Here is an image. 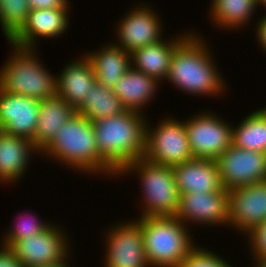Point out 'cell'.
Instances as JSON below:
<instances>
[{
    "mask_svg": "<svg viewBox=\"0 0 266 267\" xmlns=\"http://www.w3.org/2000/svg\"><path fill=\"white\" fill-rule=\"evenodd\" d=\"M197 32L194 30L175 49L164 83L168 81L176 90L189 96L217 98L224 94V97L229 86L216 63L212 45L206 42V36Z\"/></svg>",
    "mask_w": 266,
    "mask_h": 267,
    "instance_id": "cell-1",
    "label": "cell"
},
{
    "mask_svg": "<svg viewBox=\"0 0 266 267\" xmlns=\"http://www.w3.org/2000/svg\"><path fill=\"white\" fill-rule=\"evenodd\" d=\"M49 162L87 176L117 178L118 173L99 155L92 121L75 113L39 153ZM45 155V156H44ZM49 158V159H48ZM52 159V160H51Z\"/></svg>",
    "mask_w": 266,
    "mask_h": 267,
    "instance_id": "cell-2",
    "label": "cell"
},
{
    "mask_svg": "<svg viewBox=\"0 0 266 267\" xmlns=\"http://www.w3.org/2000/svg\"><path fill=\"white\" fill-rule=\"evenodd\" d=\"M148 119L145 114L125 110L119 115L92 121L99 155L117 173L127 164L144 158Z\"/></svg>",
    "mask_w": 266,
    "mask_h": 267,
    "instance_id": "cell-3",
    "label": "cell"
},
{
    "mask_svg": "<svg viewBox=\"0 0 266 267\" xmlns=\"http://www.w3.org/2000/svg\"><path fill=\"white\" fill-rule=\"evenodd\" d=\"M7 44L12 53L0 67V90L40 101L56 96L57 73L46 68L38 49Z\"/></svg>",
    "mask_w": 266,
    "mask_h": 267,
    "instance_id": "cell-4",
    "label": "cell"
},
{
    "mask_svg": "<svg viewBox=\"0 0 266 267\" xmlns=\"http://www.w3.org/2000/svg\"><path fill=\"white\" fill-rule=\"evenodd\" d=\"M151 267H178L197 245L192 230L175 216L136 217Z\"/></svg>",
    "mask_w": 266,
    "mask_h": 267,
    "instance_id": "cell-5",
    "label": "cell"
},
{
    "mask_svg": "<svg viewBox=\"0 0 266 267\" xmlns=\"http://www.w3.org/2000/svg\"><path fill=\"white\" fill-rule=\"evenodd\" d=\"M136 175L142 192L139 217L175 216L180 193L175 182L172 166L159 165L139 158L127 164L117 175ZM143 205V206H142Z\"/></svg>",
    "mask_w": 266,
    "mask_h": 267,
    "instance_id": "cell-6",
    "label": "cell"
},
{
    "mask_svg": "<svg viewBox=\"0 0 266 267\" xmlns=\"http://www.w3.org/2000/svg\"><path fill=\"white\" fill-rule=\"evenodd\" d=\"M158 123L147 120L144 158L152 163L175 166L194 157L185 129L184 120L174 116L161 117ZM151 123V124H150Z\"/></svg>",
    "mask_w": 266,
    "mask_h": 267,
    "instance_id": "cell-7",
    "label": "cell"
},
{
    "mask_svg": "<svg viewBox=\"0 0 266 267\" xmlns=\"http://www.w3.org/2000/svg\"><path fill=\"white\" fill-rule=\"evenodd\" d=\"M191 115L184 122L193 157L216 160L232 145L233 123L212 110Z\"/></svg>",
    "mask_w": 266,
    "mask_h": 267,
    "instance_id": "cell-8",
    "label": "cell"
},
{
    "mask_svg": "<svg viewBox=\"0 0 266 267\" xmlns=\"http://www.w3.org/2000/svg\"><path fill=\"white\" fill-rule=\"evenodd\" d=\"M111 224L103 231L104 267H151L143 244L142 227L135 219ZM105 236V237H104Z\"/></svg>",
    "mask_w": 266,
    "mask_h": 267,
    "instance_id": "cell-9",
    "label": "cell"
},
{
    "mask_svg": "<svg viewBox=\"0 0 266 267\" xmlns=\"http://www.w3.org/2000/svg\"><path fill=\"white\" fill-rule=\"evenodd\" d=\"M139 2L138 5L129 8L128 12H124L115 25L114 43L129 53L165 39L164 24L158 10L156 12L151 4Z\"/></svg>",
    "mask_w": 266,
    "mask_h": 267,
    "instance_id": "cell-10",
    "label": "cell"
},
{
    "mask_svg": "<svg viewBox=\"0 0 266 267\" xmlns=\"http://www.w3.org/2000/svg\"><path fill=\"white\" fill-rule=\"evenodd\" d=\"M66 233L68 234V231H65V227L54 222L43 232L17 241L10 249L21 261L23 267L62 262L73 251L71 239Z\"/></svg>",
    "mask_w": 266,
    "mask_h": 267,
    "instance_id": "cell-11",
    "label": "cell"
},
{
    "mask_svg": "<svg viewBox=\"0 0 266 267\" xmlns=\"http://www.w3.org/2000/svg\"><path fill=\"white\" fill-rule=\"evenodd\" d=\"M190 229L191 225L201 227L223 226L228 228L229 196L225 188L214 193L189 192L180 194L178 210L175 215Z\"/></svg>",
    "mask_w": 266,
    "mask_h": 267,
    "instance_id": "cell-12",
    "label": "cell"
},
{
    "mask_svg": "<svg viewBox=\"0 0 266 267\" xmlns=\"http://www.w3.org/2000/svg\"><path fill=\"white\" fill-rule=\"evenodd\" d=\"M216 161L226 190L266 180V154L263 152L231 145Z\"/></svg>",
    "mask_w": 266,
    "mask_h": 267,
    "instance_id": "cell-13",
    "label": "cell"
},
{
    "mask_svg": "<svg viewBox=\"0 0 266 267\" xmlns=\"http://www.w3.org/2000/svg\"><path fill=\"white\" fill-rule=\"evenodd\" d=\"M228 229L243 237L266 221V180L228 190Z\"/></svg>",
    "mask_w": 266,
    "mask_h": 267,
    "instance_id": "cell-14",
    "label": "cell"
},
{
    "mask_svg": "<svg viewBox=\"0 0 266 267\" xmlns=\"http://www.w3.org/2000/svg\"><path fill=\"white\" fill-rule=\"evenodd\" d=\"M70 10L71 8L30 10L25 25L9 42L22 48H38L36 46L42 37L43 40L61 38L70 29Z\"/></svg>",
    "mask_w": 266,
    "mask_h": 267,
    "instance_id": "cell-15",
    "label": "cell"
},
{
    "mask_svg": "<svg viewBox=\"0 0 266 267\" xmlns=\"http://www.w3.org/2000/svg\"><path fill=\"white\" fill-rule=\"evenodd\" d=\"M40 100L0 90V130L4 133L35 137Z\"/></svg>",
    "mask_w": 266,
    "mask_h": 267,
    "instance_id": "cell-16",
    "label": "cell"
},
{
    "mask_svg": "<svg viewBox=\"0 0 266 267\" xmlns=\"http://www.w3.org/2000/svg\"><path fill=\"white\" fill-rule=\"evenodd\" d=\"M186 31L182 30V33H176V36L172 35L171 39L165 38L132 51L130 53L131 68L143 72L163 84L169 74V66L175 49L194 29Z\"/></svg>",
    "mask_w": 266,
    "mask_h": 267,
    "instance_id": "cell-17",
    "label": "cell"
},
{
    "mask_svg": "<svg viewBox=\"0 0 266 267\" xmlns=\"http://www.w3.org/2000/svg\"><path fill=\"white\" fill-rule=\"evenodd\" d=\"M37 153L40 152L30 139L0 130V183L6 186L22 181L28 172L33 155L37 156Z\"/></svg>",
    "mask_w": 266,
    "mask_h": 267,
    "instance_id": "cell-18",
    "label": "cell"
},
{
    "mask_svg": "<svg viewBox=\"0 0 266 267\" xmlns=\"http://www.w3.org/2000/svg\"><path fill=\"white\" fill-rule=\"evenodd\" d=\"M56 72V95L67 101L77 110L88 97L90 87L96 82L92 64L86 55L81 53L70 63Z\"/></svg>",
    "mask_w": 266,
    "mask_h": 267,
    "instance_id": "cell-19",
    "label": "cell"
},
{
    "mask_svg": "<svg viewBox=\"0 0 266 267\" xmlns=\"http://www.w3.org/2000/svg\"><path fill=\"white\" fill-rule=\"evenodd\" d=\"M172 170L180 194L214 193L224 188L215 159L193 158L172 166Z\"/></svg>",
    "mask_w": 266,
    "mask_h": 267,
    "instance_id": "cell-20",
    "label": "cell"
},
{
    "mask_svg": "<svg viewBox=\"0 0 266 267\" xmlns=\"http://www.w3.org/2000/svg\"><path fill=\"white\" fill-rule=\"evenodd\" d=\"M161 85L157 79L130 68L116 82L113 91L125 110L145 114V108L159 94Z\"/></svg>",
    "mask_w": 266,
    "mask_h": 267,
    "instance_id": "cell-21",
    "label": "cell"
},
{
    "mask_svg": "<svg viewBox=\"0 0 266 267\" xmlns=\"http://www.w3.org/2000/svg\"><path fill=\"white\" fill-rule=\"evenodd\" d=\"M114 41L100 44L97 50L85 51L90 60L96 81L108 89H114L116 82L131 68L130 53Z\"/></svg>",
    "mask_w": 266,
    "mask_h": 267,
    "instance_id": "cell-22",
    "label": "cell"
},
{
    "mask_svg": "<svg viewBox=\"0 0 266 267\" xmlns=\"http://www.w3.org/2000/svg\"><path fill=\"white\" fill-rule=\"evenodd\" d=\"M76 113V110L57 95L41 100L39 118L32 144L41 152L63 128L64 123Z\"/></svg>",
    "mask_w": 266,
    "mask_h": 267,
    "instance_id": "cell-23",
    "label": "cell"
},
{
    "mask_svg": "<svg viewBox=\"0 0 266 267\" xmlns=\"http://www.w3.org/2000/svg\"><path fill=\"white\" fill-rule=\"evenodd\" d=\"M209 5L207 14L211 24L228 33L253 25L249 22L253 21L256 9L259 8L258 0H211Z\"/></svg>",
    "mask_w": 266,
    "mask_h": 267,
    "instance_id": "cell-24",
    "label": "cell"
},
{
    "mask_svg": "<svg viewBox=\"0 0 266 267\" xmlns=\"http://www.w3.org/2000/svg\"><path fill=\"white\" fill-rule=\"evenodd\" d=\"M239 122L232 127V145L266 154V107L249 112Z\"/></svg>",
    "mask_w": 266,
    "mask_h": 267,
    "instance_id": "cell-25",
    "label": "cell"
},
{
    "mask_svg": "<svg viewBox=\"0 0 266 267\" xmlns=\"http://www.w3.org/2000/svg\"><path fill=\"white\" fill-rule=\"evenodd\" d=\"M119 98L112 89H108L97 81L90 87L88 97L76 110L90 121L116 116L124 112Z\"/></svg>",
    "mask_w": 266,
    "mask_h": 267,
    "instance_id": "cell-26",
    "label": "cell"
},
{
    "mask_svg": "<svg viewBox=\"0 0 266 267\" xmlns=\"http://www.w3.org/2000/svg\"><path fill=\"white\" fill-rule=\"evenodd\" d=\"M13 221L11 227L9 226V229L5 230V234L1 237L0 245L8 248H11L19 240H24L43 232L54 223L53 221H49V219L48 221H44L36 213H32L29 210H27V213L21 211L20 214H16L15 220Z\"/></svg>",
    "mask_w": 266,
    "mask_h": 267,
    "instance_id": "cell-27",
    "label": "cell"
},
{
    "mask_svg": "<svg viewBox=\"0 0 266 267\" xmlns=\"http://www.w3.org/2000/svg\"><path fill=\"white\" fill-rule=\"evenodd\" d=\"M29 12L27 0H0V29L7 42L25 25Z\"/></svg>",
    "mask_w": 266,
    "mask_h": 267,
    "instance_id": "cell-28",
    "label": "cell"
},
{
    "mask_svg": "<svg viewBox=\"0 0 266 267\" xmlns=\"http://www.w3.org/2000/svg\"><path fill=\"white\" fill-rule=\"evenodd\" d=\"M197 244L178 267H234L227 262L226 258L220 256L217 251H209L208 248L202 247L198 242Z\"/></svg>",
    "mask_w": 266,
    "mask_h": 267,
    "instance_id": "cell-29",
    "label": "cell"
},
{
    "mask_svg": "<svg viewBox=\"0 0 266 267\" xmlns=\"http://www.w3.org/2000/svg\"><path fill=\"white\" fill-rule=\"evenodd\" d=\"M244 239L248 242L250 259L266 261V221L253 228Z\"/></svg>",
    "mask_w": 266,
    "mask_h": 267,
    "instance_id": "cell-30",
    "label": "cell"
},
{
    "mask_svg": "<svg viewBox=\"0 0 266 267\" xmlns=\"http://www.w3.org/2000/svg\"><path fill=\"white\" fill-rule=\"evenodd\" d=\"M30 10L72 8L68 0H27Z\"/></svg>",
    "mask_w": 266,
    "mask_h": 267,
    "instance_id": "cell-31",
    "label": "cell"
},
{
    "mask_svg": "<svg viewBox=\"0 0 266 267\" xmlns=\"http://www.w3.org/2000/svg\"><path fill=\"white\" fill-rule=\"evenodd\" d=\"M0 267H23V265L10 248L0 245Z\"/></svg>",
    "mask_w": 266,
    "mask_h": 267,
    "instance_id": "cell-32",
    "label": "cell"
},
{
    "mask_svg": "<svg viewBox=\"0 0 266 267\" xmlns=\"http://www.w3.org/2000/svg\"><path fill=\"white\" fill-rule=\"evenodd\" d=\"M263 16H259L257 21H254L255 27L253 28L255 31V39L257 43L263 51L264 55L266 53V15L262 14Z\"/></svg>",
    "mask_w": 266,
    "mask_h": 267,
    "instance_id": "cell-33",
    "label": "cell"
},
{
    "mask_svg": "<svg viewBox=\"0 0 266 267\" xmlns=\"http://www.w3.org/2000/svg\"><path fill=\"white\" fill-rule=\"evenodd\" d=\"M73 253L72 252L65 260H63L62 262H58V263H53V264H47V265H42V266H34V267H73L74 265L71 262V259H73ZM70 261V262H69Z\"/></svg>",
    "mask_w": 266,
    "mask_h": 267,
    "instance_id": "cell-34",
    "label": "cell"
},
{
    "mask_svg": "<svg viewBox=\"0 0 266 267\" xmlns=\"http://www.w3.org/2000/svg\"><path fill=\"white\" fill-rule=\"evenodd\" d=\"M252 267H266V261L253 260ZM254 264V265H253Z\"/></svg>",
    "mask_w": 266,
    "mask_h": 267,
    "instance_id": "cell-35",
    "label": "cell"
},
{
    "mask_svg": "<svg viewBox=\"0 0 266 267\" xmlns=\"http://www.w3.org/2000/svg\"><path fill=\"white\" fill-rule=\"evenodd\" d=\"M258 6L261 8V6H263V8H265L266 10V0H258ZM264 15H266V13H264Z\"/></svg>",
    "mask_w": 266,
    "mask_h": 267,
    "instance_id": "cell-36",
    "label": "cell"
}]
</instances>
